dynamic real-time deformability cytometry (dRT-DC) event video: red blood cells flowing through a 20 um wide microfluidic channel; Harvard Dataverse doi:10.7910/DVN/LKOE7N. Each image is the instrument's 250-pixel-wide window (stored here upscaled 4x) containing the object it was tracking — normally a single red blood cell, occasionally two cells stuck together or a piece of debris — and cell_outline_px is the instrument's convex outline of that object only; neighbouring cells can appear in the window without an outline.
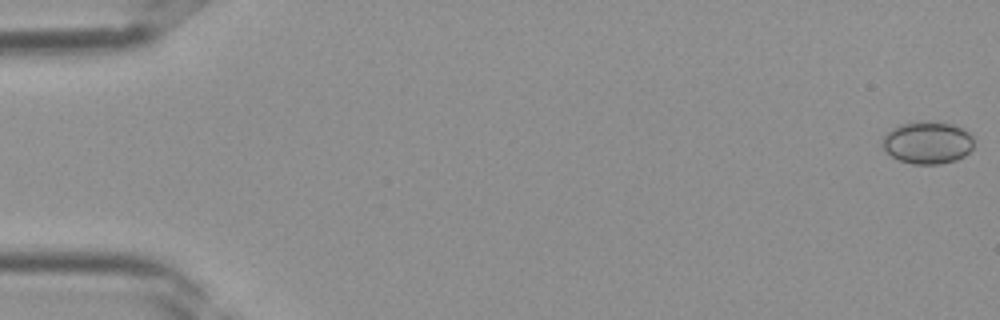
{"species": "Egyptian fruit bat (a non-hibernating species)", "species_latin": "Rousettus aegyptiacus", "temperature_condition": "room temperature", "stored_images_in_passage": 38, "camera_frame_rate_fps": 3000, "um_per_image_px": 0.085, "frame": {"image": 1, "passage_image": 1, "time_ms": 0.0, "image_size_px": [1000, 320], "cell_outline_px": [[976, 140], [972, 148], [964, 156], [956, 160], [940, 164], [912, 164], [900, 160], [884, 152], [880, 144], [880, 140], [892, 128], [900, 124], [916, 120], [936, 120], [952, 124], [964, 128]], "centroid_in_image_um": [78.83, 12.09], "position_along_channel_um": 6.2, "area_um2": 23.35}}
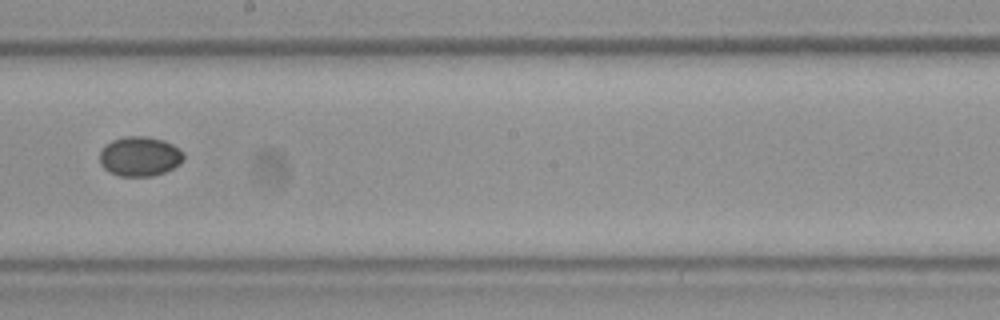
{"frame": {"image": 2, "passage_image": 22, "time_ms": 7.0, "image_size_px": [1000, 320], "cell_outline_px": [[184, 160], [180, 164], [164, 172], [152, 176], [120, 176], [108, 172], [100, 164], [100, 152], [104, 144], [112, 140], [128, 136], [148, 136], [164, 140], [180, 148], [184, 152]], "centroid_in_image_um": [11.89, 13.28], "position_along_channel_um": 236.3, "area_um2": 19.65}}
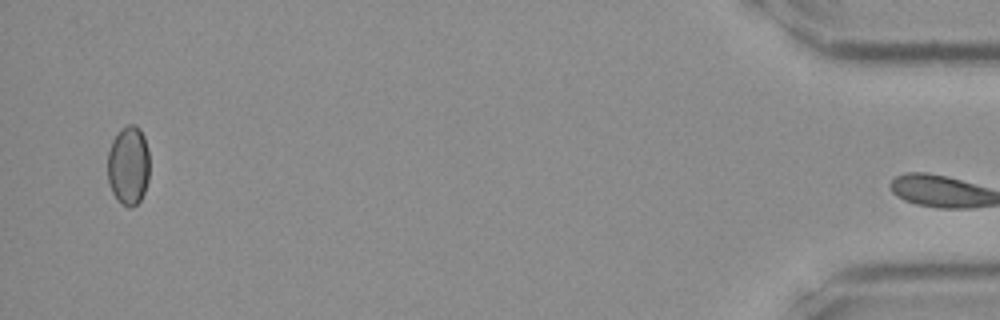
{"frame": {"image": 3, "passage_image": 37, "time_ms": 12.0, "image_size_px": [1000, 320], "cell_outline_px": [[148, 180], [144, 192], [140, 200], [132, 208], [128, 208], [112, 192], [108, 180], [108, 152], [112, 140], [128, 124], [136, 124], [140, 128], [144, 136], [148, 148]], "centroid_in_image_um": [10.93, 14.05], "position_along_channel_um": 424.3, "area_um2": 19.13}}